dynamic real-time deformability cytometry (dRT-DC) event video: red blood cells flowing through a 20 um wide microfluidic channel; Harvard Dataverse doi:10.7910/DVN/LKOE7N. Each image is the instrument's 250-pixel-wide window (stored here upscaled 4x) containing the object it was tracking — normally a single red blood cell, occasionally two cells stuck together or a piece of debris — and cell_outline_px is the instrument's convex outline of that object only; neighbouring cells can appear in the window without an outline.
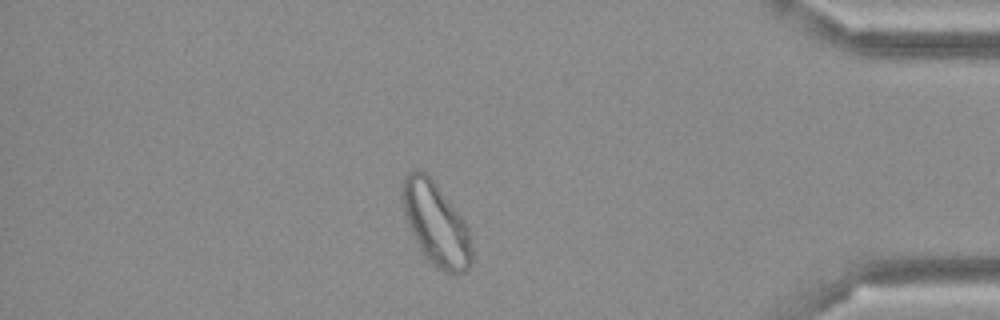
{"species": "Egyptian fruit bat (a non-hibernating species)", "species_latin": "Rousettus aegyptiacus", "temperature_condition": "cold", "stored_images_in_passage": 47, "camera_frame_rate_fps": 3000, "um_per_image_px": 0.085, "frame": {"image": 1, "passage_image": 40, "time_ms": 13.0, "image_size_px": [1000, 320], "cell_outline_px": [[472, 264], [460, 276], [444, 272], [436, 268], [424, 256], [408, 224], [404, 212], [404, 180], [412, 172], [424, 172], [436, 184], [464, 220], [468, 228], [472, 248]], "centroid_in_image_um": [37.12, 19.15], "position_along_channel_um": 398.1, "area_um2": 32.71}}